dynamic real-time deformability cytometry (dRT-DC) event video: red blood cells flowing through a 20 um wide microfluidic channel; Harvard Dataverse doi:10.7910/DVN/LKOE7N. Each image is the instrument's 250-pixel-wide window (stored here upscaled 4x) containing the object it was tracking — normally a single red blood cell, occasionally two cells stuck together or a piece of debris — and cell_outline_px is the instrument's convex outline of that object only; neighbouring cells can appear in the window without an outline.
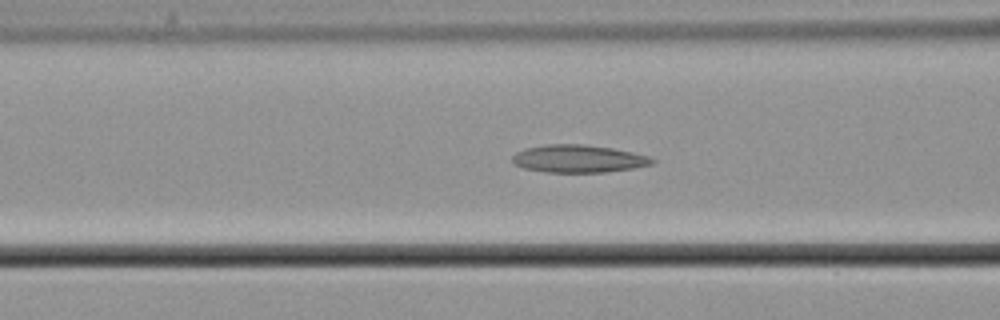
{"species": "common noctule bat (a hibernating species)", "species_latin": "Nyctalus noctula", "temperature_condition": "cold", "stored_images_in_passage": 57, "camera_frame_rate_fps": 3000, "um_per_image_px": 0.085, "animal": {"sex": "male", "body_mass_g": 21.5, "forearm_length_mm": 52.0}, "frame": {"image": 1, "passage_image": 23, "time_ms": 7.333, "image_size_px": [1000, 320], "cell_outline_px": [[656, 160], [652, 164], [632, 168], [604, 172], [544, 172], [524, 168], [512, 164], [512, 156], [516, 152], [524, 148], [548, 144], [584, 144], [612, 148], [632, 152], [648, 156]], "centroid_in_image_um": [49.12, 13.49], "position_along_channel_um": 117.5, "area_um2": 22.54}}
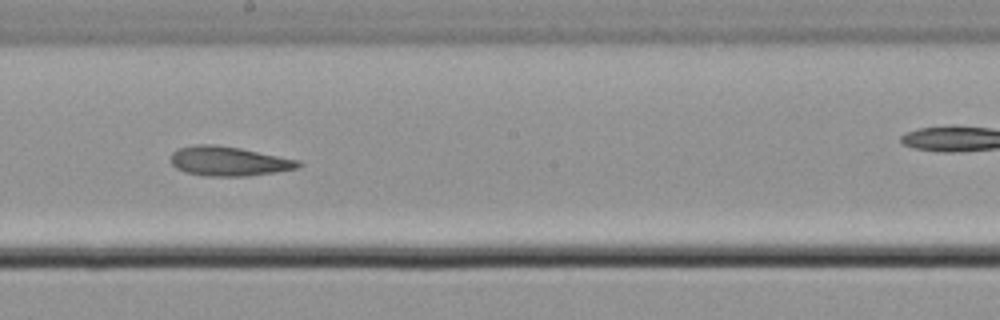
{"frame": {"image": 2, "passage_image": 32, "time_ms": 10.333, "image_size_px": [1000, 320], "cell_outline_px": [[304, 164], [300, 168], [276, 172], [248, 176], [204, 176], [184, 172], [176, 168], [172, 164], [172, 152], [180, 148], [196, 144], [212, 144], [240, 148], [300, 160]], "centroid_in_image_um": [19.49, 13.71], "position_along_channel_um": 228.7, "area_um2": 22.02}}
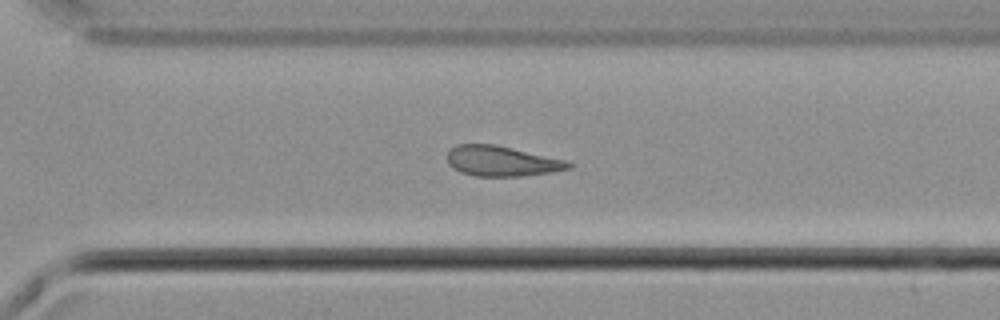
{"frame": {"image": 3, "passage_image": 40, "time_ms": 13.0, "image_size_px": [1000, 320], "cell_outline_px": [[572, 168], [552, 172], [520, 176], [476, 176], [460, 172], [452, 168], [448, 164], [448, 152], [456, 144], [496, 144], [568, 160], [572, 164]], "centroid_in_image_um": [42.67, 13.69], "position_along_channel_um": 327.9, "area_um2": 21.56}, "authors_computed_cell_mechanics": {"area_um2": 22.5998, "velocity_mm_per_s": 3.7136, "shape_relaxation_time_tau1_ms": 7.722, "shape_relaxation_time_tau2_ms": 4.6484, "deformation_change_tau1": 0.1238, "deformation_change_tau2": 0.1236}}